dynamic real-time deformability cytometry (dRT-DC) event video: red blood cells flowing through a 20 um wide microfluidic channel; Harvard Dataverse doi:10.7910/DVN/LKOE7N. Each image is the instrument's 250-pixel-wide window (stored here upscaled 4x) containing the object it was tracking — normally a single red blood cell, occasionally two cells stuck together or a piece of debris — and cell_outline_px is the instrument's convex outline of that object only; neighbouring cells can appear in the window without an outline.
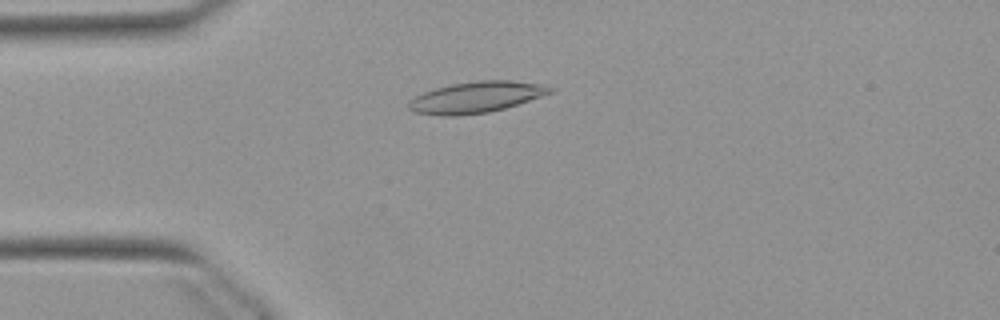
{"species": "Egyptian fruit bat (a non-hibernating species)", "species_latin": "Rousettus aegyptiacus", "temperature_condition": "warm", "stored_images_in_passage": 47, "camera_frame_rate_fps": 3000, "um_per_image_px": 0.085, "animal": {"sex": "female"}, "frame": {"image": 1, "passage_image": 8, "time_ms": 2.333, "image_size_px": [1000, 320], "cell_outline_px": [[556, 88], [552, 92], [504, 108], [488, 112], [456, 116], [444, 116], [412, 112], [408, 108], [408, 100], [424, 92], [436, 88], [452, 84], [480, 80], [512, 80], [544, 84]], "centroid_in_image_um": [40.45, 8.26], "position_along_channel_um": 44.5, "area_um2": 25.61}}
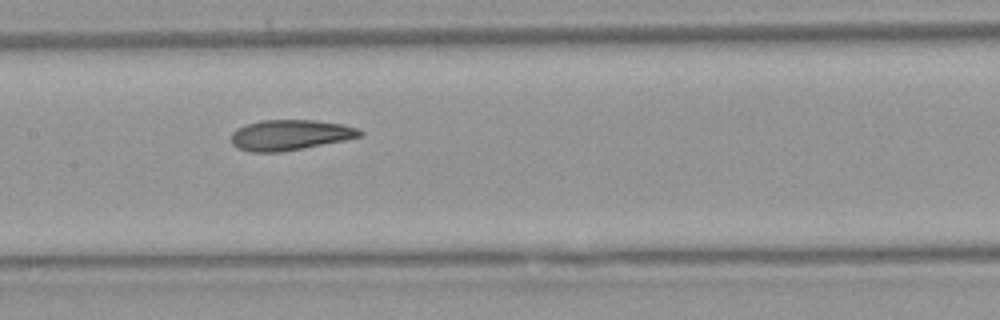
{"frame": {"image": 2, "passage_image": 20, "time_ms": 6.333, "image_size_px": [1000, 320], "cell_outline_px": [[364, 136], [344, 140], [280, 152], [252, 152], [236, 148], [232, 144], [232, 132], [236, 128], [260, 120], [316, 120], [340, 124], [356, 128], [364, 132]], "centroid_in_image_um": [24.64, 11.47], "position_along_channel_um": 182.8, "area_um2": 22.72}}
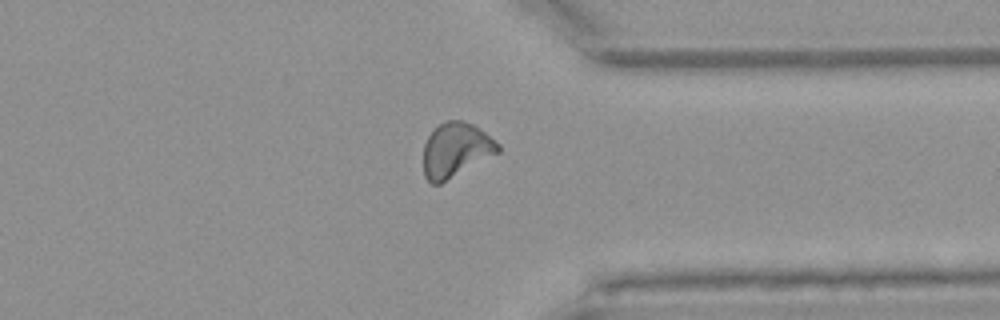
{"frame": {"image": 3, "passage_image": 35, "time_ms": 11.333, "image_size_px": [1000, 320], "cell_outline_px": [[500, 152], [440, 184], [432, 184], [424, 176], [424, 144], [428, 136], [444, 120], [464, 120], [472, 124], [484, 132], [500, 144]], "centroid_in_image_um": [38.74, 12.75], "position_along_channel_um": 372.7, "area_um2": 23.58}, "authors_computed_cell_mechanics": {"area_um2": 23.2356, "velocity_mm_per_s": 3.8879, "shape_relaxation_time_tau1_ms": null, "shape_relaxation_time_tau2_ms": 3.0063, "deformation_change_tau1": null, "deformation_change_tau2": 0.1025}}